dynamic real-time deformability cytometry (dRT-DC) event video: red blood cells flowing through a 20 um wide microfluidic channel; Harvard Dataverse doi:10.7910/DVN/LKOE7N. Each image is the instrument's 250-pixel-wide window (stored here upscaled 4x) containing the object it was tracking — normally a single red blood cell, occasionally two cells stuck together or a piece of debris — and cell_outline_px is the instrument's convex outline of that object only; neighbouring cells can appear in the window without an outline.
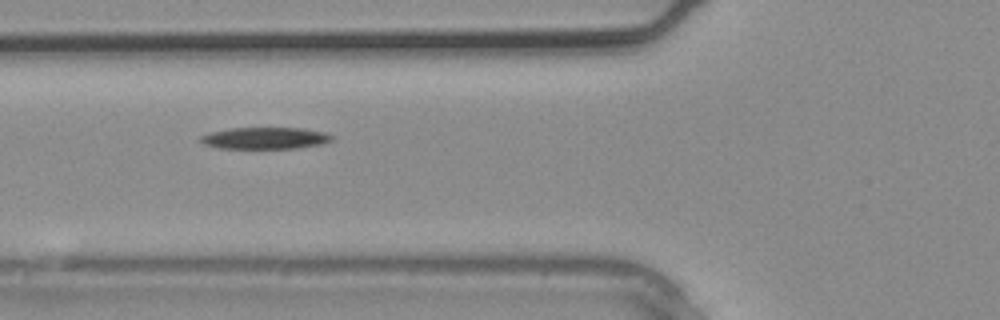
{"species": "common noctule bat (a hibernating species)", "species_latin": "Nyctalus noctula", "temperature_condition": "warm", "stored_images_in_passage": 3, "camera_frame_rate_fps": 3000, "um_per_image_px": 0.085, "animal": {"sex": "male", "body_mass_g": 20.4}, "frame": {"image": 1, "passage_image": 3, "time_ms": 0.667, "image_size_px": [1000, 320], "cell_outline_px": [[332, 140], [324, 144], [296, 148], [220, 148], [204, 144], [200, 140], [200, 136], [212, 132], [232, 128], [304, 128], [324, 132], [332, 136]], "centroid_in_image_um": [22.57, 11.74], "position_along_channel_um": 103.2, "area_um2": 16.47}}